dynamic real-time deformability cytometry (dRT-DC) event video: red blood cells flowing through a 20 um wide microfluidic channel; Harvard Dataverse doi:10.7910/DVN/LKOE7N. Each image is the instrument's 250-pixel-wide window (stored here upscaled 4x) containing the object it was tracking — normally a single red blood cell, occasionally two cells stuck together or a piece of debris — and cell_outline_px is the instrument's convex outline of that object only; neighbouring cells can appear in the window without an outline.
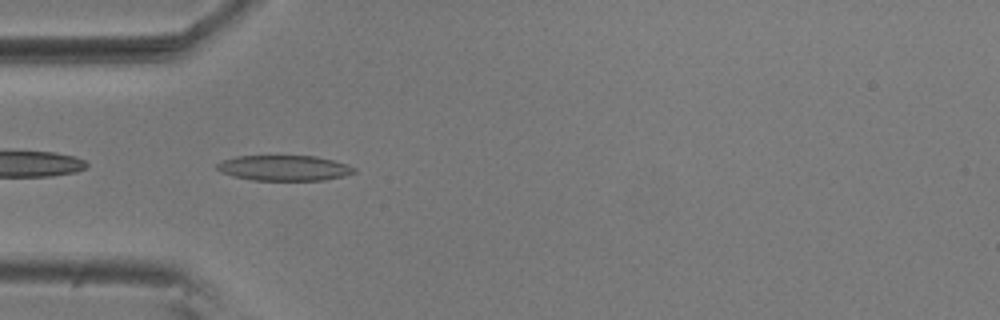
{"species": "common noctule bat (a hibernating species)", "species_latin": "Nyctalus noctula", "temperature_condition": "room temperature", "stored_images_in_passage": 40, "camera_frame_rate_fps": 3000, "um_per_image_px": 0.085, "animal": {"sex": "male", "body_mass_g": 20.5, "forearm_length_mm": 52.5}, "frame": {"image": 1, "passage_image": 2, "time_ms": 0.333, "image_size_px": [1000, 320], "cell_outline_px": [[356, 172], [344, 176], [324, 180], [252, 180], [232, 176], [216, 168], [216, 164], [224, 160], [236, 156], [316, 156], [348, 164], [356, 168]], "centroid_in_image_um": [24.19, 14.28], "position_along_channel_um": 60.8, "area_um2": 20.23}}
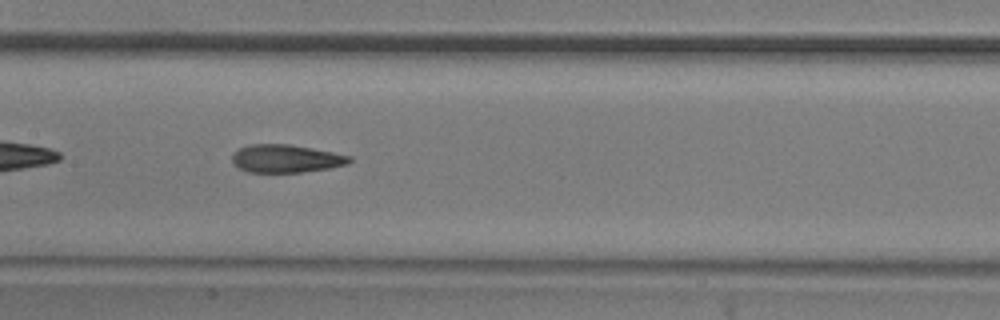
{"frame": {"image": 2, "passage_image": 12, "time_ms": 3.667, "image_size_px": [1000, 320], "cell_outline_px": [[352, 160], [348, 164], [328, 168], [300, 172], [248, 172], [240, 168], [232, 160], [232, 156], [240, 148], [248, 144], [288, 144], [332, 152], [352, 156]], "centroid_in_image_um": [24.32, 13.48], "position_along_channel_um": 183.1, "area_um2": 18.84}}
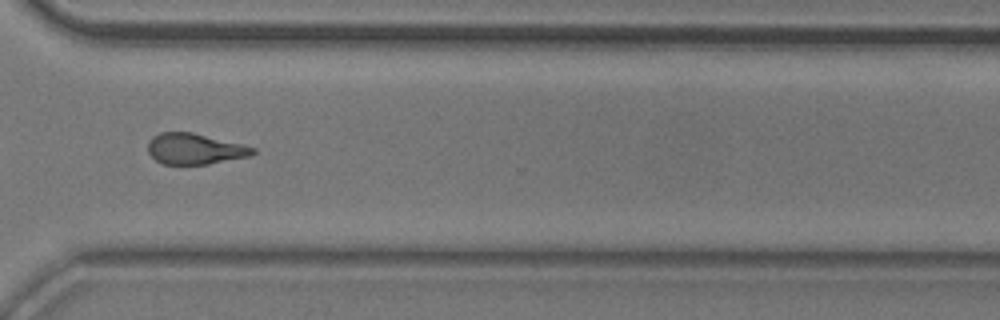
{"frame": {"image": 3, "passage_image": 26, "time_ms": 8.333, "image_size_px": [1000, 320], "cell_outline_px": [[256, 152], [252, 156], [208, 164], [164, 164], [156, 160], [148, 152], [148, 140], [152, 136], [160, 132], [192, 132], [244, 144], [256, 148]], "centroid_in_image_um": [16.59, 12.65], "position_along_channel_um": 354.0, "area_um2": 19.07}, "authors_computed_cell_mechanics": {"area_um2": 19.074, "velocity_mm_per_s": 3.6739, "shape_relaxation_time_tau1_ms": 6.7583, "shape_relaxation_time_tau2_ms": 2.1373, "deformation_change_tau1": 0.1869, "deformation_change_tau2": 0.1108}}